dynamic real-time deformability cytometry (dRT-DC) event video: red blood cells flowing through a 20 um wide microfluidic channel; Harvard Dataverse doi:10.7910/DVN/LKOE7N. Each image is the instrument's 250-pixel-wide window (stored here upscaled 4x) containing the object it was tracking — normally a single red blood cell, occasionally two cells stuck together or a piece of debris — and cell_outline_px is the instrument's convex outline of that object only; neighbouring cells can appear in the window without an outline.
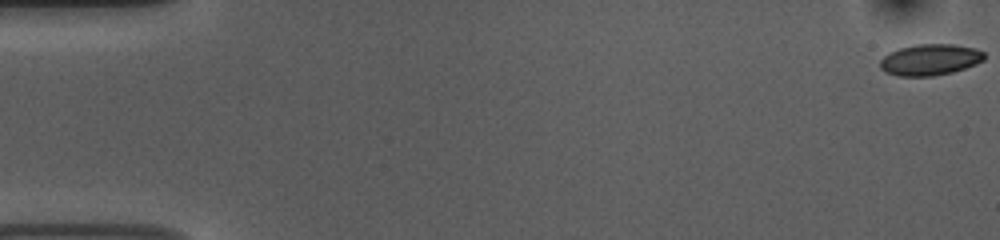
{"species": "common noctule bat (a hibernating species)", "species_latin": "Nyctalus noctula", "temperature_condition": "room temperature", "stored_images_in_passage": 54, "camera_frame_rate_fps": 3000, "um_per_image_px": 0.085, "animal": {"sex": "female", "body_mass_g": 10.0, "forearm_length_mm": 53.1}, "frame": {"image": 1, "passage_image": 1, "time_ms": 0.0, "image_size_px": [1000, 240], "cell_outline_px": [[984, 60], [976, 64], [952, 72], [932, 76], [896, 76], [884, 72], [880, 68], [880, 60], [884, 56], [900, 48], [916, 44], [952, 44], [976, 48], [984, 52]], "centroid_in_image_um": [79.05, 5.08], "position_along_channel_um": 6.0, "area_um2": 18.96}}
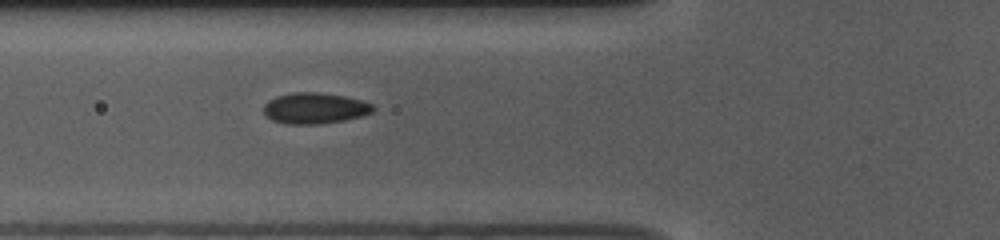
{"frame": {"image": 2, "passage_image": 20, "time_ms": 6.333, "image_size_px": [1000, 240], "cell_outline_px": [[376, 108], [372, 112], [360, 116], [344, 120], [316, 124], [288, 124], [272, 120], [264, 112], [264, 104], [268, 100], [276, 96], [296, 92], [316, 92], [344, 96], [360, 100], [372, 104]], "centroid_in_image_um": [26.75, 9.19], "position_along_channel_um": 99.1, "area_um2": 19.54}}
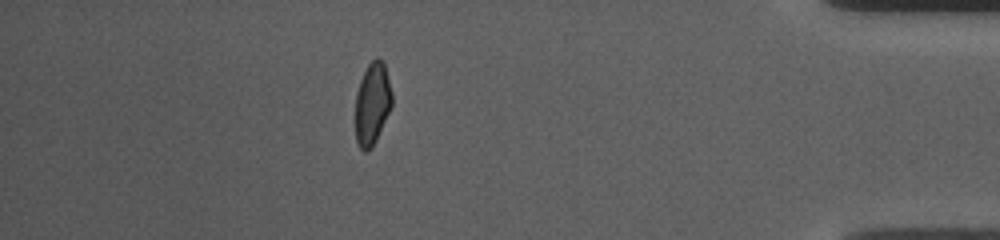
{"frame": {"image": 3, "passage_image": 48, "time_ms": 15.667, "image_size_px": [1000, 240], "cell_outline_px": [[392, 104], [376, 140], [372, 148], [368, 152], [364, 152], [356, 144], [356, 92], [360, 80], [368, 64], [376, 56], [380, 56], [384, 60], [392, 92]], "centroid_in_image_um": [31.65, 8.78], "position_along_channel_um": 403.6, "area_um2": 17.74}, "authors_computed_cell_mechanics": {"area_um2": 18.7272, "velocity_mm_per_s": 3.7396, "shape_relaxation_time_tau1_ms": 5.6985, "shape_relaxation_time_tau2_ms": 1.2857, "deformation_change_tau1": 0.114, "deformation_change_tau2": 0.0525}}